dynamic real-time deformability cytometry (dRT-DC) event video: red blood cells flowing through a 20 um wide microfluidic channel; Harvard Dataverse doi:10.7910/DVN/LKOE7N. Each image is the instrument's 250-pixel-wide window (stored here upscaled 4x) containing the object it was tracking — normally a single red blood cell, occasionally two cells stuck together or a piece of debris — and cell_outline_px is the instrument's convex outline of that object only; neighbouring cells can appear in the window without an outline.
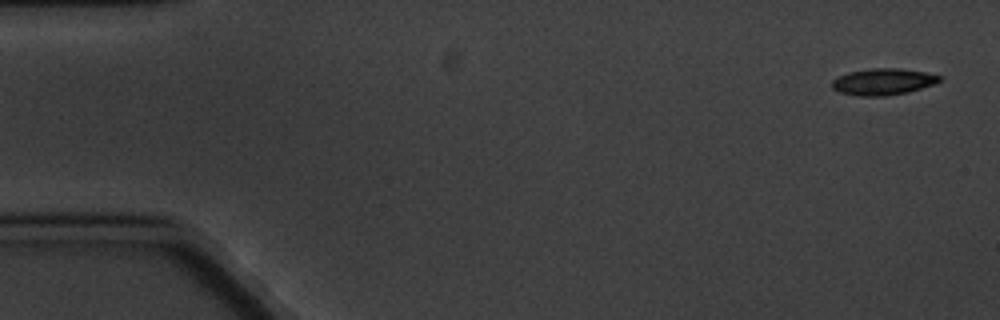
{"species": "common noctule bat (a hibernating species)", "species_latin": "Nyctalus noctula", "temperature_condition": "cold", "stored_images_in_passage": 7, "camera_frame_rate_fps": 3000, "um_per_image_px": 0.085, "animal": {"sex": "male", "body_mass_g": 20.1, "forearm_length_mm": 53.5}, "frame": {"image": 1, "passage_image": 1, "time_ms": 0.0, "image_size_px": [1000, 320], "cell_outline_px": [[944, 76], [936, 84], [908, 92], [884, 96], [856, 96], [840, 92], [832, 88], [832, 80], [848, 72], [872, 68], [900, 68], [924, 72]], "centroid_in_image_um": [75.09, 6.94], "position_along_channel_um": 9.9, "area_um2": 16.7}}
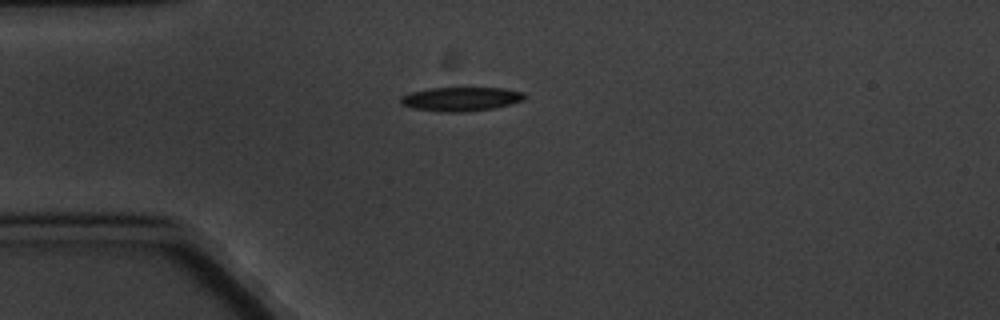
{"frame": {"image": 2, "passage_image": 4, "time_ms": 4.333, "image_size_px": [1000, 320], "cell_outline_px": [[524, 100], [496, 108], [464, 112], [444, 112], [412, 108], [400, 104], [400, 96], [408, 92], [428, 88], [504, 88], [520, 92], [524, 96]], "centroid_in_image_um": [39.11, 8.42], "position_along_channel_um": 45.9, "area_um2": 17.4}}